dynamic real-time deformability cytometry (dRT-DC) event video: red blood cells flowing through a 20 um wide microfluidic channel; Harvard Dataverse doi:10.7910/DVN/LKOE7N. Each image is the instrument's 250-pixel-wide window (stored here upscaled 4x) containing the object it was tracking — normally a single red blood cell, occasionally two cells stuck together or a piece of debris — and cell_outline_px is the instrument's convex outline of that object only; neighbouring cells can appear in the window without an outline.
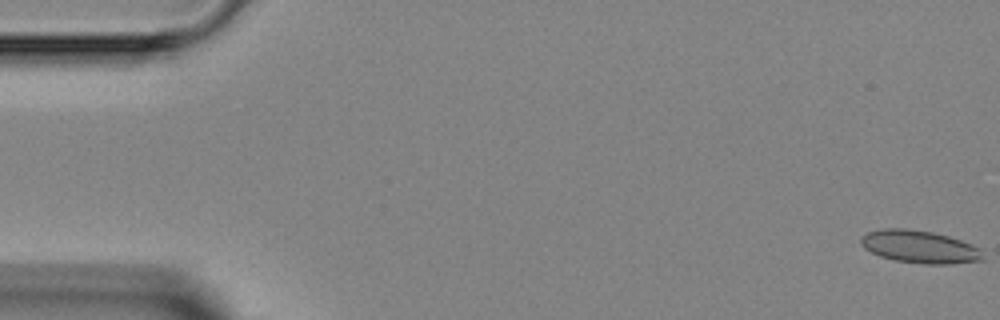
{"species": "Egyptian fruit bat (a non-hibernating species)", "species_latin": "Rousettus aegyptiacus", "temperature_condition": "room temperature", "stored_images_in_passage": 29, "camera_frame_rate_fps": 3000, "um_per_image_px": 0.085, "animal": {"sex": "female"}, "frame": {"image": 1, "passage_image": 1, "time_ms": 0.0, "image_size_px": [1000, 320], "cell_outline_px": [[984, 260], [952, 264], [924, 264], [896, 260], [880, 256], [864, 248], [860, 244], [860, 236], [868, 232], [884, 228], [908, 228], [932, 232], [948, 236], [972, 244], [980, 248]], "centroid_in_image_um": [78.16, 20.97], "position_along_channel_um": 6.8, "area_um2": 23.29}}
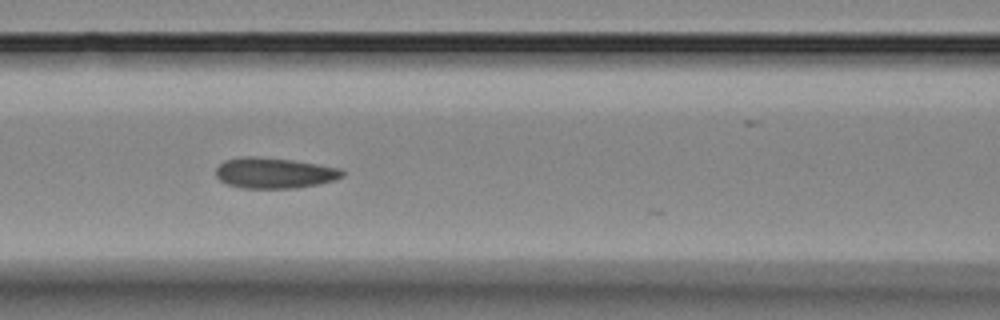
{"frame": {"image": 2, "passage_image": 20, "time_ms": 6.333, "image_size_px": [1000, 320], "cell_outline_px": [[344, 176], [336, 180], [296, 188], [240, 188], [228, 184], [220, 180], [216, 176], [216, 168], [224, 160], [244, 156], [256, 156], [292, 160], [340, 168], [344, 172]], "centroid_in_image_um": [23.3, 14.7], "position_along_channel_um": 143.3, "area_um2": 22.6}}
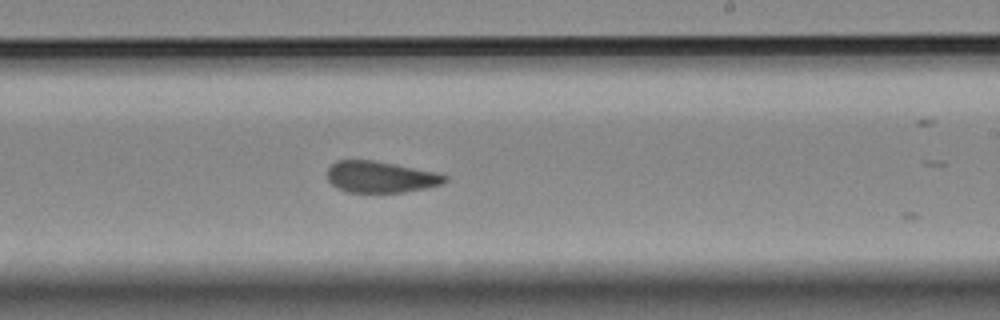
{"frame": {"image": 3, "passage_image": 28, "time_ms": 9.0, "image_size_px": [1000, 320], "cell_outline_px": [[448, 180], [440, 184], [424, 188], [404, 192], [348, 192], [332, 184], [328, 180], [328, 168], [336, 160], [372, 160], [436, 172], [448, 176]], "centroid_in_image_um": [32.34, 15.03], "position_along_channel_um": 256.7, "area_um2": 21.21}}